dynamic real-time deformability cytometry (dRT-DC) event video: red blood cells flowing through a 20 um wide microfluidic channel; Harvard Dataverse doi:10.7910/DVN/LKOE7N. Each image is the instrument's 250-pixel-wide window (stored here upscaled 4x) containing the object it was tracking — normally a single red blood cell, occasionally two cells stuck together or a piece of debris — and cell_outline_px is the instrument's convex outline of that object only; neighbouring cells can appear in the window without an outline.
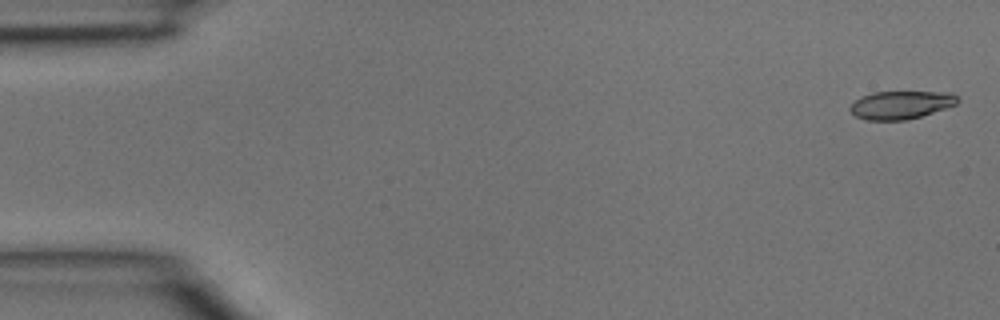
{"species": "common noctule bat (a hibernating species)", "species_latin": "Nyctalus noctula", "temperature_condition": "room temperature", "stored_images_in_passage": 3, "camera_frame_rate_fps": 3000, "um_per_image_px": 0.085, "animal": {"sex": "male", "body_mass_g": 15.6}, "frame": {"image": 1, "passage_image": 1, "time_ms": 0.0, "image_size_px": [1000, 320], "cell_outline_px": [[960, 100], [956, 104], [920, 116], [904, 120], [864, 120], [856, 116], [848, 108], [860, 96], [872, 92], [952, 92]], "centroid_in_image_um": [76.55, 8.91], "position_along_channel_um": 8.5, "area_um2": 17.46}}